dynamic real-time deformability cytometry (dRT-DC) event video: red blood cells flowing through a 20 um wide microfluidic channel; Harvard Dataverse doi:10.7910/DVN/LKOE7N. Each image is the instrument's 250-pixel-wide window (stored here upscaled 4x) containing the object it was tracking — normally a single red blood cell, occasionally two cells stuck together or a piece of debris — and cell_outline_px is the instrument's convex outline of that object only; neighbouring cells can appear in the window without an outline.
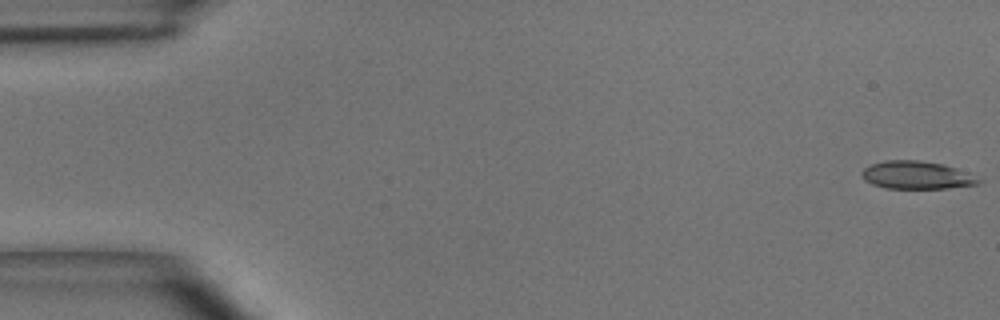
{"species": "common noctule bat (a hibernating species)", "species_latin": "Nyctalus noctula", "temperature_condition": "room temperature", "stored_images_in_passage": 4, "camera_frame_rate_fps": 3000, "um_per_image_px": 0.085, "animal": {"sex": "male", "body_mass_g": 15.6}, "frame": {"image": 1, "passage_image": 1, "time_ms": 0.0, "image_size_px": [1000, 320], "cell_outline_px": [[984, 180], [980, 184], [948, 188], [888, 188], [872, 184], [864, 180], [860, 172], [864, 168], [872, 164], [884, 160], [920, 160], [944, 164], [956, 168]], "centroid_in_image_um": [77.93, 14.88], "position_along_channel_um": 7.1, "area_um2": 19.02}}
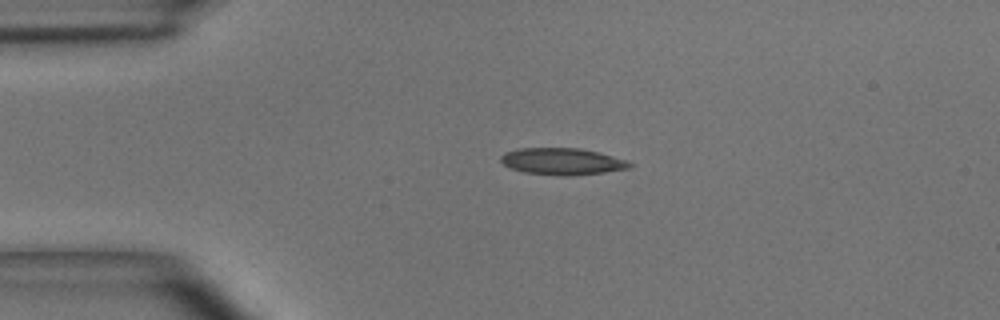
{"frame": {"image": 2, "passage_image": 3, "time_ms": 0.667, "image_size_px": [1000, 320], "cell_outline_px": [[636, 164], [632, 168], [604, 172], [572, 176], [560, 176], [524, 172], [512, 168], [504, 164], [500, 160], [500, 156], [504, 152], [520, 148], [580, 148], [612, 156]], "centroid_in_image_um": [47.8, 13.73], "position_along_channel_um": 37.2, "area_um2": 20.11}}